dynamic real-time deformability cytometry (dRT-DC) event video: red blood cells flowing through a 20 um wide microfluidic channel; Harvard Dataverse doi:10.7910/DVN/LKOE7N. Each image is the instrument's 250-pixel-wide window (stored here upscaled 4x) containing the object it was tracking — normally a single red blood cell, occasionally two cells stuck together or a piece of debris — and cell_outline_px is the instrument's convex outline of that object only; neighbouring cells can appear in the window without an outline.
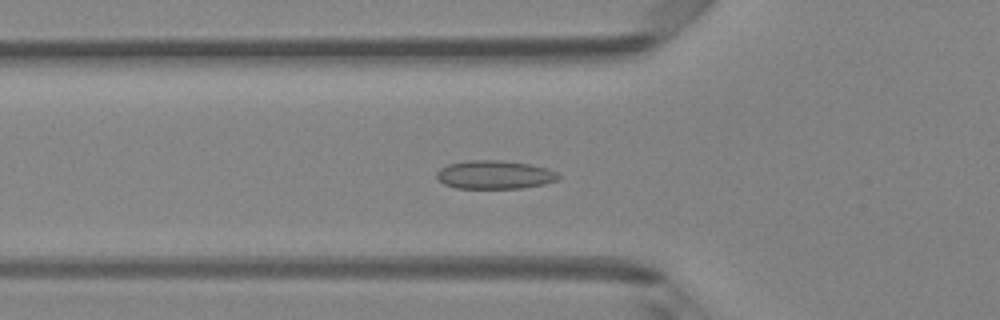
{"species": "Egyptian fruit bat (a non-hibernating species)", "species_latin": "Rousettus aegyptiacus", "temperature_condition": "room temperature", "stored_images_in_passage": 41, "camera_frame_rate_fps": 3000, "um_per_image_px": 0.085, "animal": {"sex": "female"}, "frame": {"image": 1, "passage_image": 10, "time_ms": 3.0, "image_size_px": [1000, 320], "cell_outline_px": [[560, 176], [556, 180], [544, 184], [524, 188], [456, 188], [444, 184], [436, 176], [436, 172], [440, 168], [448, 164], [468, 160], [500, 160], [528, 164], [548, 168], [556, 172]], "centroid_in_image_um": [42.03, 14.85], "position_along_channel_um": 83.8, "area_um2": 20.17}}
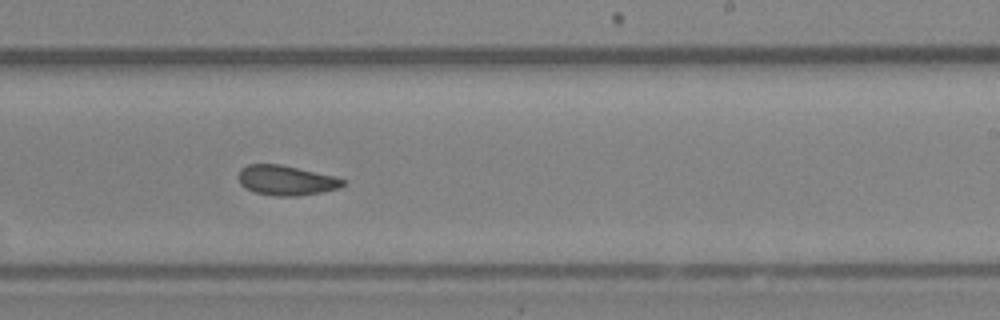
{"frame": {"image": 2, "passage_image": 23, "time_ms": 7.333, "image_size_px": [1000, 320], "cell_outline_px": [[344, 184], [340, 188], [320, 192], [296, 196], [276, 196], [256, 192], [240, 184], [236, 176], [240, 168], [248, 164], [280, 164], [336, 176], [344, 180]], "centroid_in_image_um": [24.3, 15.31], "position_along_channel_um": 264.7, "area_um2": 18.21}}
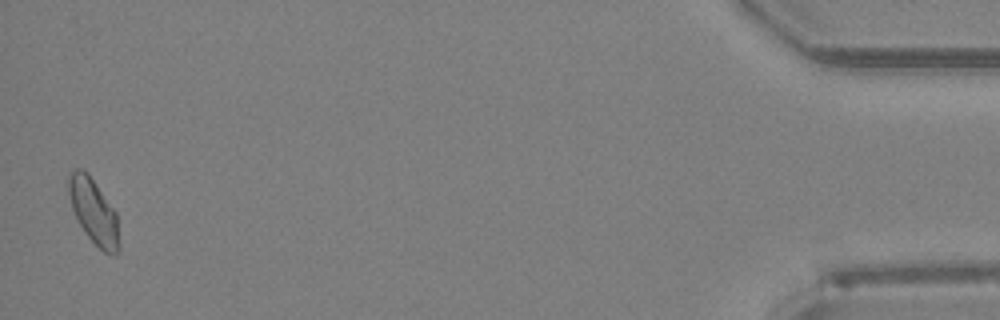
{"frame": {"image": 3, "passage_image": 41, "time_ms": 13.333, "image_size_px": [1000, 320], "cell_outline_px": [[120, 248], [116, 256], [112, 256], [104, 252], [84, 232], [72, 208], [68, 192], [68, 176], [76, 168], [80, 168], [88, 172], [116, 212], [120, 244]], "centroid_in_image_um": [7.98, 17.99], "position_along_channel_um": 427.2, "area_um2": 19.13}, "authors_computed_cell_mechanics": {"area_um2": 18.3804, "velocity_mm_per_s": 4.189, "shape_relaxation_time_tau1_ms": null, "shape_relaxation_time_tau2_ms": 3.9495, "deformation_change_tau1": null, "deformation_change_tau2": 0.0773}}